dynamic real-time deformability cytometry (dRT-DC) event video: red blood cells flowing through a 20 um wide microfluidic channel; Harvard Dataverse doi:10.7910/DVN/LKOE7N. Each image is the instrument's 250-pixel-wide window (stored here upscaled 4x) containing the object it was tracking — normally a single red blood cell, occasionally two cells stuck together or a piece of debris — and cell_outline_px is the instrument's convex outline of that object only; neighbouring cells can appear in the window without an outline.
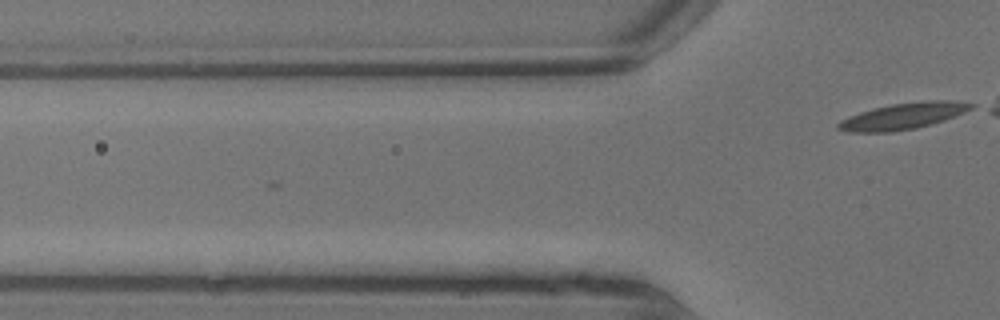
{"species": "common noctule bat (a hibernating species)", "species_latin": "Nyctalus noctula", "temperature_condition": "warm", "stored_images_in_passage": 3, "camera_frame_rate_fps": 3000, "um_per_image_px": 0.085, "animal": {"sex": "male", "body_mass_g": 13.3}, "frame": {"image": 1, "passage_image": 3, "time_ms": 0.667, "image_size_px": [1000, 320], "cell_outline_px": [[976, 104], [972, 108], [964, 112], [944, 120], [932, 124], [916, 128], [892, 132], [848, 132], [836, 128], [836, 124], [840, 120], [848, 116], [872, 108], [892, 104], [932, 100], [948, 100]], "centroid_in_image_um": [76.72, 9.88], "position_along_channel_um": 49.1, "area_um2": 20.35}}